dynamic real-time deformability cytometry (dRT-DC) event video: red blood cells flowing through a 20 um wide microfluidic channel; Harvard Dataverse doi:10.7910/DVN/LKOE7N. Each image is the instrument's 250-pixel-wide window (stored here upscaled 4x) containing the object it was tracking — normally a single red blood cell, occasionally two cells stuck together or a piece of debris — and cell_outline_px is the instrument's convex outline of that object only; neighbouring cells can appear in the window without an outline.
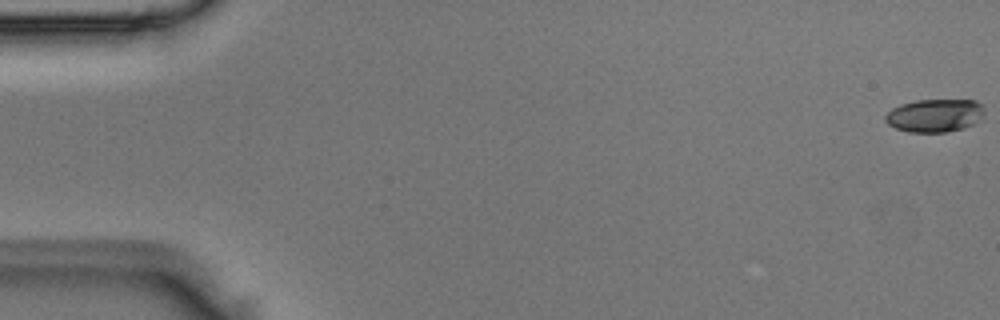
{"species": "Egyptian fruit bat (a non-hibernating species)", "species_latin": "Rousettus aegyptiacus", "temperature_condition": "room temperature", "stored_images_in_passage": 51, "camera_frame_rate_fps": 3000, "um_per_image_px": 0.085, "animal": {"sex": "male"}, "frame": {"image": 1, "passage_image": 1, "time_ms": 0.0, "image_size_px": [1000, 320], "cell_outline_px": [[984, 120], [964, 128], [948, 132], [908, 132], [896, 128], [888, 124], [884, 120], [884, 116], [892, 108], [900, 104], [916, 100], [976, 100], [984, 104]], "centroid_in_image_um": [79.51, 9.81], "position_along_channel_um": 5.5, "area_um2": 19.54}}
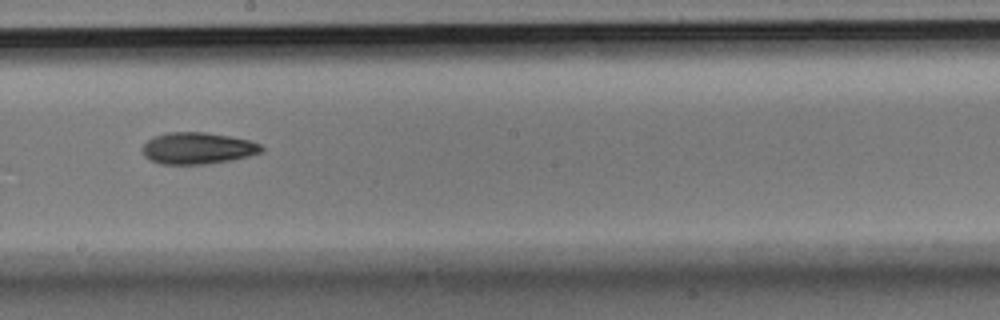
{"frame": {"image": 2, "passage_image": 29, "time_ms": 9.333, "image_size_px": [1000, 320], "cell_outline_px": [[264, 152], [232, 160], [204, 164], [160, 164], [144, 156], [144, 144], [152, 136], [168, 132], [204, 132], [228, 136], [248, 140], [260, 144], [264, 148]], "centroid_in_image_um": [16.82, 12.6], "position_along_channel_um": 231.4, "area_um2": 21.85}}
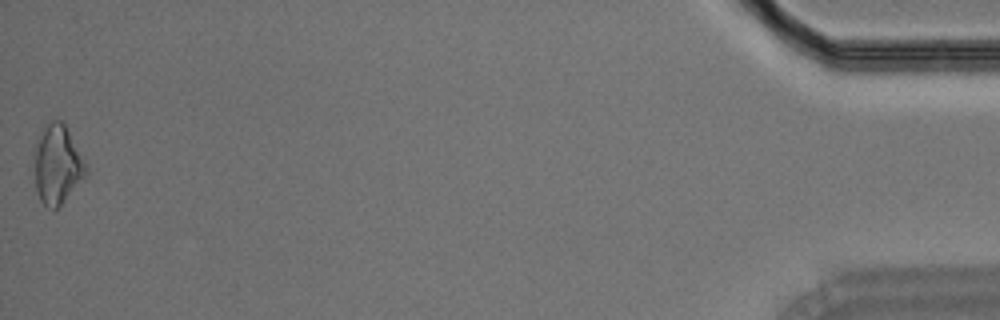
{"frame": {"image": 3, "passage_image": 51, "time_ms": 16.667, "image_size_px": [1000, 320], "cell_outline_px": [[88, 172], [60, 204], [52, 212], [40, 200], [36, 188], [32, 152], [36, 140], [48, 120], [60, 120], [64, 124], [84, 160], [88, 168]], "centroid_in_image_um": [4.81, 13.96], "position_along_channel_um": 430.4, "area_um2": 23.76}}